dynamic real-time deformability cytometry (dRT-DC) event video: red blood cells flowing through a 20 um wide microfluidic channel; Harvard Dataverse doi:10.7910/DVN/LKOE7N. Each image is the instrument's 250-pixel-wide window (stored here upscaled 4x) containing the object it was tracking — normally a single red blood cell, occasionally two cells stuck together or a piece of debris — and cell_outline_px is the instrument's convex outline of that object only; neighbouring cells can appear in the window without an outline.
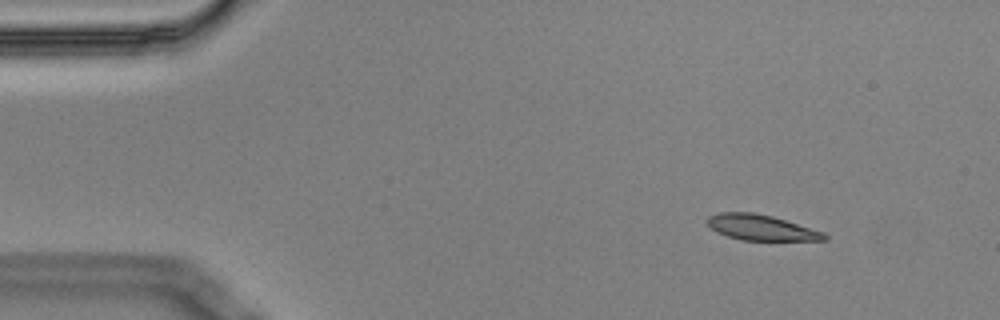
{"species": "Egyptian fruit bat (a non-hibernating species)", "species_latin": "Rousettus aegyptiacus", "temperature_condition": "cold", "stored_images_in_passage": 4, "camera_frame_rate_fps": 3000, "um_per_image_px": 0.085, "animal": {"sex": "male"}, "frame": {"image": 1, "passage_image": 2, "time_ms": 0.333, "image_size_px": [1000, 320], "cell_outline_px": [[828, 240], [740, 240], [716, 232], [704, 220], [708, 216], [716, 212], [752, 212], [772, 216], [824, 232], [828, 236]], "centroid_in_image_um": [64.66, 19.33], "position_along_channel_um": 20.3, "area_um2": 17.46}}
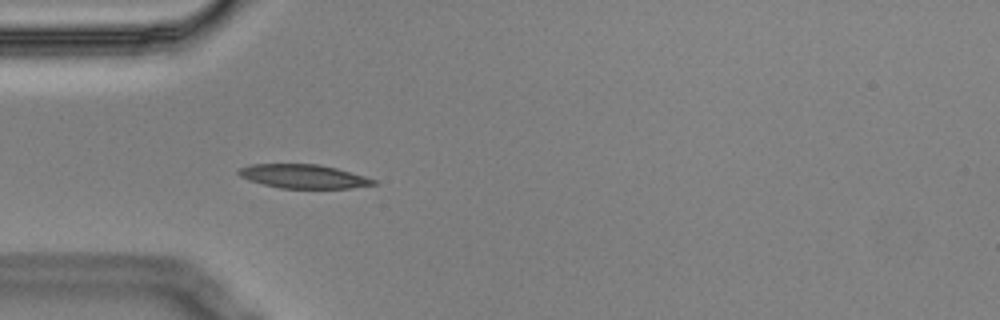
{"frame": {"image": 2, "passage_image": 4, "time_ms": 1.0, "image_size_px": [1000, 320], "cell_outline_px": [[380, 184], [352, 188], [280, 188], [248, 180], [240, 176], [236, 172], [240, 168], [252, 164], [320, 164], [336, 168], [364, 176], [376, 180]], "centroid_in_image_um": [25.82, 14.99], "position_along_channel_um": 59.2, "area_um2": 18.73}}